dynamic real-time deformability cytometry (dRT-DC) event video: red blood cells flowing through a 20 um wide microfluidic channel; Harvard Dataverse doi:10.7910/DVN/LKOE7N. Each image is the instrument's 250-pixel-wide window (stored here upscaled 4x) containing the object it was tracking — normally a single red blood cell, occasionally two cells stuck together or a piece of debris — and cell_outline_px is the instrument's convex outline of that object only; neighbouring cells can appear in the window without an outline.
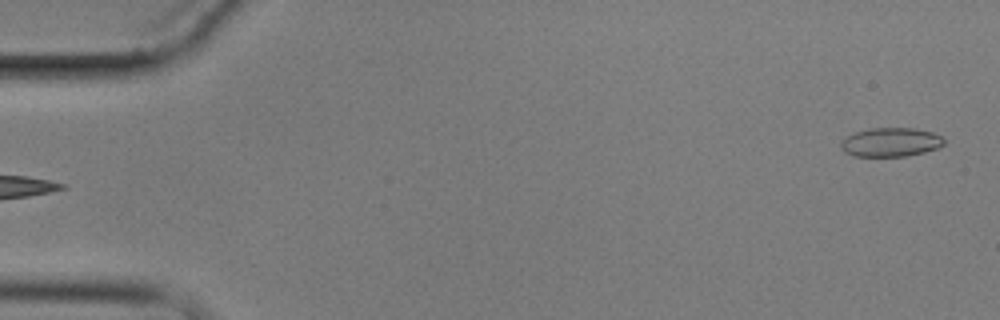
{"species": "common noctule bat (a hibernating species)", "species_latin": "Nyctalus noctula", "temperature_condition": "cold", "stored_images_in_passage": 2, "segment_of_instrument_passage": [2, 2], "camera_frame_rate_fps": 3000, "um_per_image_px": 0.085, "animal": {"sex": "male", "body_mass_g": 17.9}, "frame": {"image": 1, "passage_image": 2, "time_ms": 1.0, "image_size_px": [1000, 320], "cell_outline_px": [[944, 144], [936, 148], [924, 152], [908, 156], [852, 156], [844, 152], [840, 148], [840, 140], [856, 132], [872, 128], [912, 128], [932, 132], [940, 136], [944, 140]], "centroid_in_image_um": [75.67, 12.09], "position_along_channel_um": 9.3, "area_um2": 17.34}}